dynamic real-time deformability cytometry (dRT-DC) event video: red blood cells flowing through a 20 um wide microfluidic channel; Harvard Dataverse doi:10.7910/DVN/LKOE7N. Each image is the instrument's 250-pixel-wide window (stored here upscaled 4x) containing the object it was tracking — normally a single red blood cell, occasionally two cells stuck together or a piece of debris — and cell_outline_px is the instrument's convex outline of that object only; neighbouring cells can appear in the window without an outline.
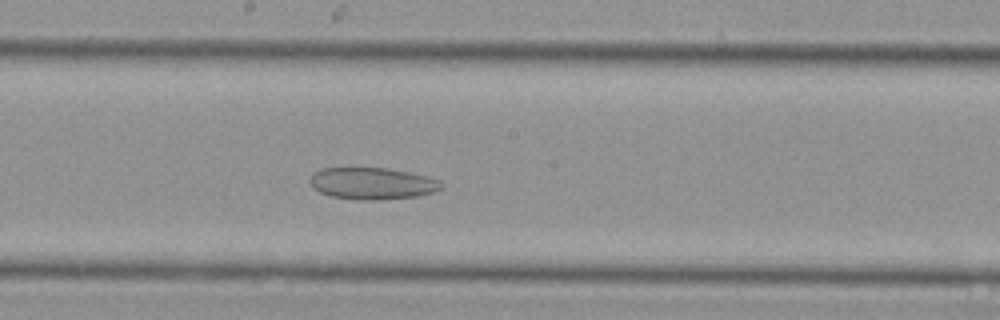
{"species": "Egyptian fruit bat (a non-hibernating species)", "species_latin": "Rousettus aegyptiacus", "temperature_condition": "cold", "stored_images_in_passage": 37, "camera_frame_rate_fps": 3000, "um_per_image_px": 0.085, "animal": {"sex": "female"}, "frame": {"image": 1, "passage_image": 17, "time_ms": 5.333, "image_size_px": [1000, 320], "cell_outline_px": [[444, 184], [440, 188], [432, 192], [416, 196], [380, 200], [356, 200], [332, 196], [320, 192], [312, 188], [312, 176], [320, 168], [388, 168], [424, 176], [440, 180]], "centroid_in_image_um": [31.64, 15.6], "position_along_channel_um": 216.6, "area_um2": 24.04}}
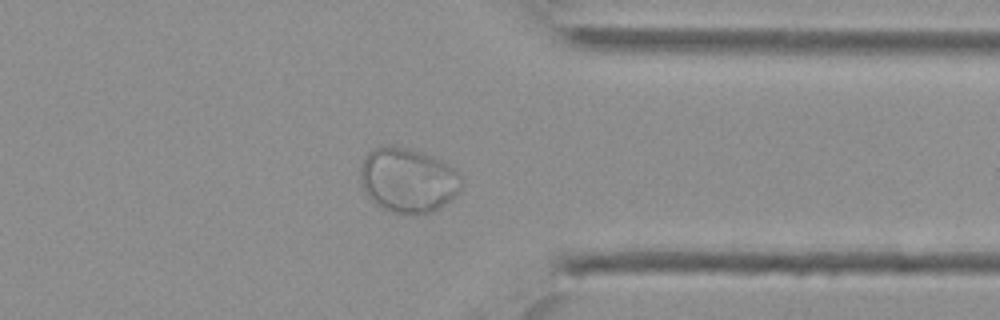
{"frame": {"image": 2, "passage_image": 28, "time_ms": 9.0, "image_size_px": [1000, 320], "cell_outline_px": [[464, 184], [456, 196], [452, 200], [440, 208], [432, 212], [392, 212], [376, 204], [364, 192], [360, 180], [360, 168], [364, 156], [372, 148], [388, 144], [396, 144], [432, 156], [456, 168], [460, 172]], "centroid_in_image_um": [34.69, 15.27], "position_along_channel_um": 376.7, "area_um2": 38.55}}